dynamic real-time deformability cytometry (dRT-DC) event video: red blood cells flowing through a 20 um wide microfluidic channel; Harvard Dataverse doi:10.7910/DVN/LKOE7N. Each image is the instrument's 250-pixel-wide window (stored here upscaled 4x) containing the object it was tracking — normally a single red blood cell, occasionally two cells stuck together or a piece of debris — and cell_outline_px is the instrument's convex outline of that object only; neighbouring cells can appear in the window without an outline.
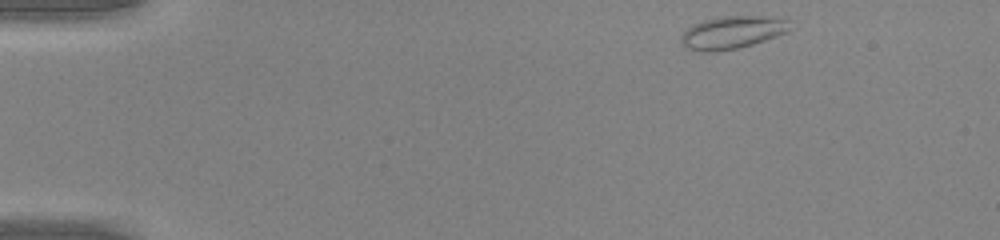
{"species": "common noctule bat (a hibernating species)", "species_latin": "Nyctalus noctula", "temperature_condition": "warm", "stored_images_in_passage": 43, "camera_frame_rate_fps": 3000, "um_per_image_px": 0.085, "animal": {"sex": "male", "body_mass_g": 20.0, "forearm_length_mm": 53.3}, "frame": {"image": 1, "passage_image": 1, "time_ms": 0.0, "image_size_px": [1000, 240], "cell_outline_px": [[788, 32], [752, 44], [736, 48], [712, 52], [700, 52], [684, 48], [680, 40], [680, 36], [692, 24], [704, 20], [720, 16], [764, 16], [788, 20]], "centroid_in_image_um": [62.16, 2.76], "position_along_channel_um": 22.8, "area_um2": 20.63}}
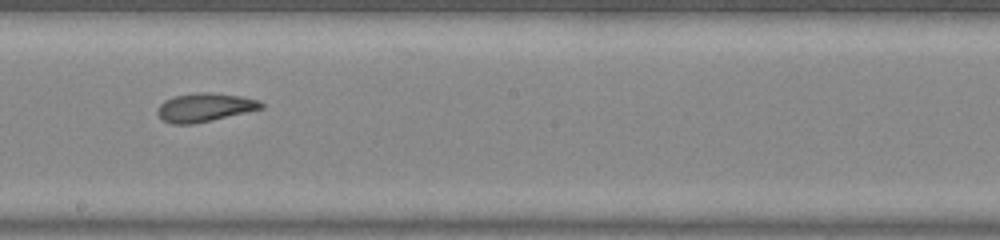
{"frame": {"image": 2, "passage_image": 23, "time_ms": 7.333, "image_size_px": [1000, 240], "cell_outline_px": [[264, 108], [212, 120], [192, 124], [172, 124], [164, 120], [156, 112], [156, 108], [164, 100], [172, 96], [196, 92], [212, 92], [244, 96], [260, 100], [264, 104]], "centroid_in_image_um": [17.41, 9.11], "position_along_channel_um": 230.8, "area_um2": 17.51}}
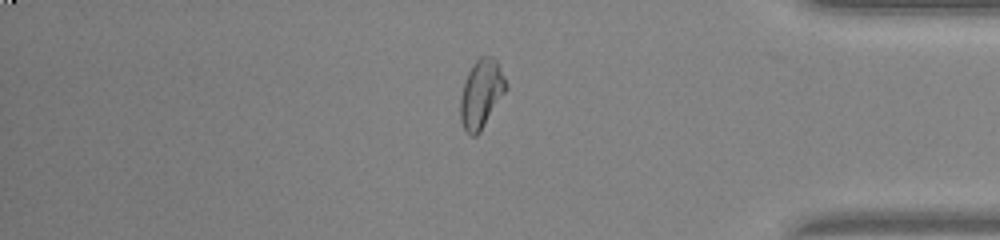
{"frame": {"image": 3, "passage_image": 36, "time_ms": 11.667, "image_size_px": [1000, 240], "cell_outline_px": [[508, 88], [480, 132], [476, 136], [472, 136], [464, 128], [460, 120], [460, 96], [468, 72], [472, 64], [480, 56], [492, 56], [496, 60], [508, 84]], "centroid_in_image_um": [40.91, 7.96], "position_along_channel_um": 394.3, "area_um2": 18.21}, "authors_computed_cell_mechanics": {"area_um2": 17.8024, "velocity_mm_per_s": 4.2368, "shape_relaxation_time_tau1_ms": 10.8238, "shape_relaxation_time_tau2_ms": 1.6766, "deformation_change_tau1": 0.2614, "deformation_change_tau2": 0.0789}}